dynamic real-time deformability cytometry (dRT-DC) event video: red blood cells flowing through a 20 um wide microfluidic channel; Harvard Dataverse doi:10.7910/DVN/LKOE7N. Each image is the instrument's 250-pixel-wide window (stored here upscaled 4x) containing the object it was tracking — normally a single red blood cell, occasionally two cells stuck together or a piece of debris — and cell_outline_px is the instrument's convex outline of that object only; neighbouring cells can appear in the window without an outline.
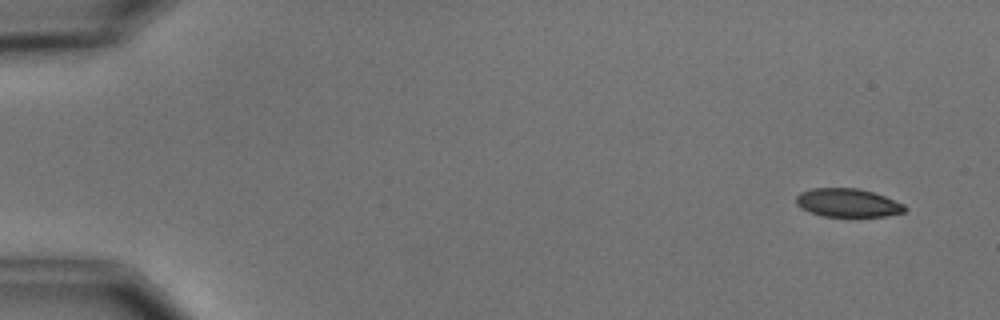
{"species": "common noctule bat (a hibernating species)", "species_latin": "Nyctalus noctula", "temperature_condition": "cold", "stored_images_in_passage": 2, "camera_frame_rate_fps": 3000, "um_per_image_px": 0.085, "animal": {"sex": "male", "body_mass_g": 15.6}, "frame": {"image": 1, "passage_image": 1, "time_ms": 0.0, "image_size_px": [1000, 320], "cell_outline_px": [[908, 208], [904, 212], [884, 216], [824, 216], [812, 212], [796, 204], [796, 196], [800, 192], [812, 188], [856, 188], [872, 192], [884, 196], [904, 204]], "centroid_in_image_um": [72.07, 17.23], "position_along_channel_um": 12.9, "area_um2": 17.74}}